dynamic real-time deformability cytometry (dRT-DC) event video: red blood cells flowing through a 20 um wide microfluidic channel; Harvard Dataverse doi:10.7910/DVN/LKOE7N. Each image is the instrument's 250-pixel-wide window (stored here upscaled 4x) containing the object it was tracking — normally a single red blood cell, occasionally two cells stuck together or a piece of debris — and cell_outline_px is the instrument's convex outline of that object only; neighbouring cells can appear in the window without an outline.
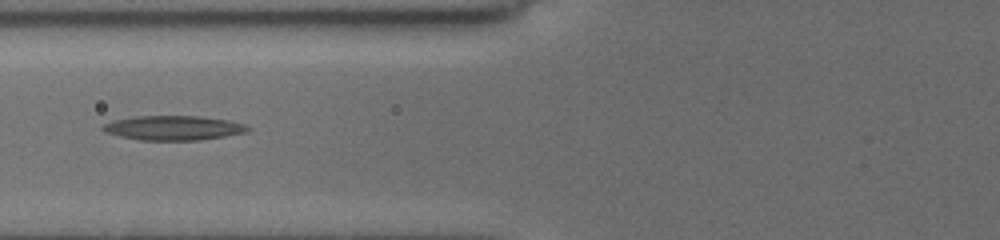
{"species": "common noctule bat (a hibernating species)", "species_latin": "Nyctalus noctula", "temperature_condition": "cold", "stored_images_in_passage": 42, "camera_frame_rate_fps": 3000, "um_per_image_px": 0.085, "animal": {"sex": "female", "body_mass_g": 19.5, "forearm_length_mm": 54.1}, "frame": {"image": 1, "passage_image": 6, "time_ms": 2.333, "image_size_px": [1000, 240], "cell_outline_px": [[248, 128], [244, 132], [224, 136], [196, 140], [140, 140], [120, 136], [104, 132], [100, 128], [104, 124], [116, 120], [136, 116], [200, 116], [228, 120], [244, 124]], "centroid_in_image_um": [14.68, 10.87], "position_along_channel_um": 111.1, "area_um2": 20.35}}
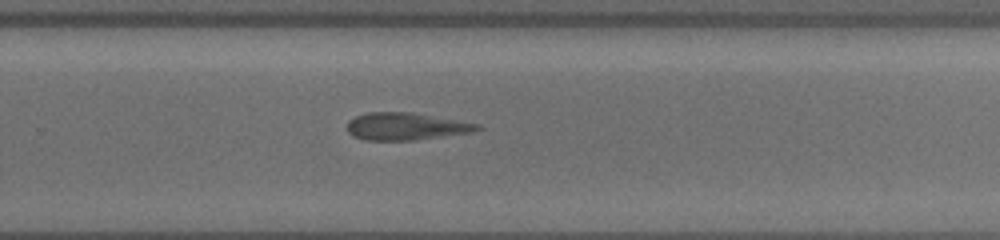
{"frame": {"image": 2, "passage_image": 20, "time_ms": 7.333, "image_size_px": [1000, 240], "cell_outline_px": [[480, 128], [472, 132], [416, 140], [364, 140], [352, 136], [348, 132], [348, 120], [356, 116], [368, 112], [412, 112], [480, 124]], "centroid_in_image_um": [34.47, 10.74], "position_along_channel_um": 295.3, "area_um2": 20.69}}
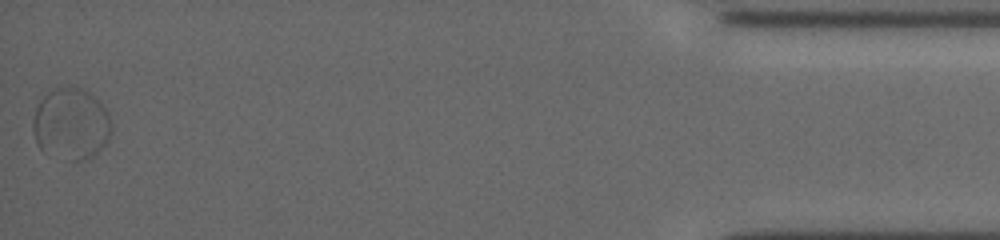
{"frame": {"image": 3, "passage_image": 41, "time_ms": 13.0, "image_size_px": [1000, 240], "cell_outline_px": [[112, 132], [108, 140], [92, 156], [84, 160], [68, 160], [40, 148], [36, 140], [32, 128], [32, 120], [36, 108], [40, 100], [48, 92], [56, 88], [84, 88], [104, 108], [112, 124]], "centroid_in_image_um": [6.03, 10.53], "position_along_channel_um": 429.2, "area_um2": 32.14}, "authors_computed_cell_mechanics": {"area_um2": 20.4901, "velocity_mm_per_s": 3.6877, "shape_relaxation_time_tau1_ms": null, "shape_relaxation_time_tau2_ms": 2.3145, "deformation_change_tau1": null, "deformation_change_tau2": 0.0972}}